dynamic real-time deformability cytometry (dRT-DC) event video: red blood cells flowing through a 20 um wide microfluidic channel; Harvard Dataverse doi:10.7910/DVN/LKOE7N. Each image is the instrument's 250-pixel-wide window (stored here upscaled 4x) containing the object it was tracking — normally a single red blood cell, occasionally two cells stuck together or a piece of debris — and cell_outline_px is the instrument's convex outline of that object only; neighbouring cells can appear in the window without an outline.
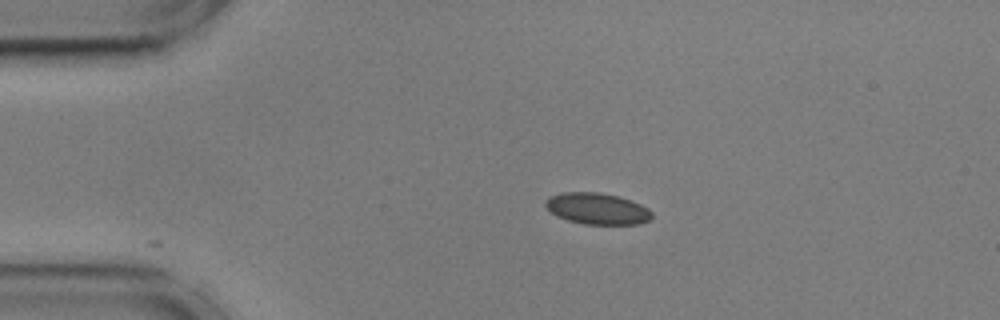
{"species": "common noctule bat (a hibernating species)", "species_latin": "Nyctalus noctula", "temperature_condition": "cold", "stored_images_in_passage": 20, "camera_frame_rate_fps": 3000, "um_per_image_px": 0.085, "animal": {"sex": "male", "body_mass_g": 17.9, "forearm_length_mm": 54.2}, "frame": {"image": 1, "passage_image": 1, "time_ms": 0.0, "image_size_px": [1000, 320], "cell_outline_px": [[652, 216], [648, 220], [640, 224], [584, 224], [568, 220], [556, 216], [544, 204], [544, 200], [548, 196], [564, 192], [600, 192], [632, 200], [648, 208], [652, 212]], "centroid_in_image_um": [50.75, 17.73], "position_along_channel_um": 34.3, "area_um2": 19.48}}
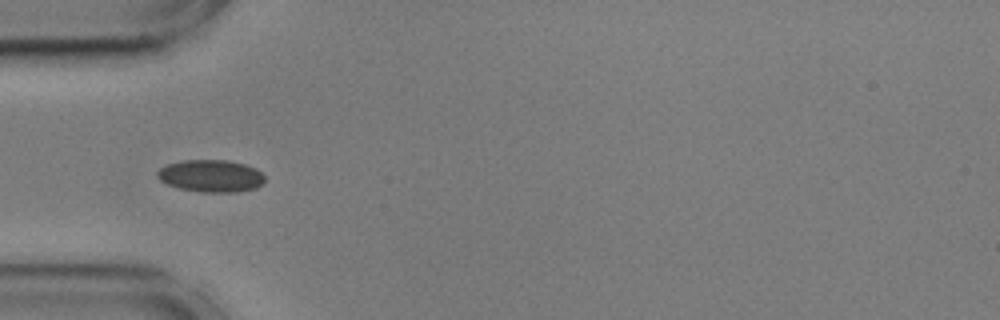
{"frame": {"image": 2, "passage_image": 7, "time_ms": 2.0, "image_size_px": [1000, 320], "cell_outline_px": [[264, 184], [256, 188], [236, 192], [200, 192], [180, 188], [168, 184], [160, 180], [156, 176], [156, 172], [160, 168], [168, 164], [184, 160], [228, 160], [244, 164], [256, 168], [264, 176]], "centroid_in_image_um": [17.94, 14.95], "position_along_channel_um": 67.1, "area_um2": 20.23}}
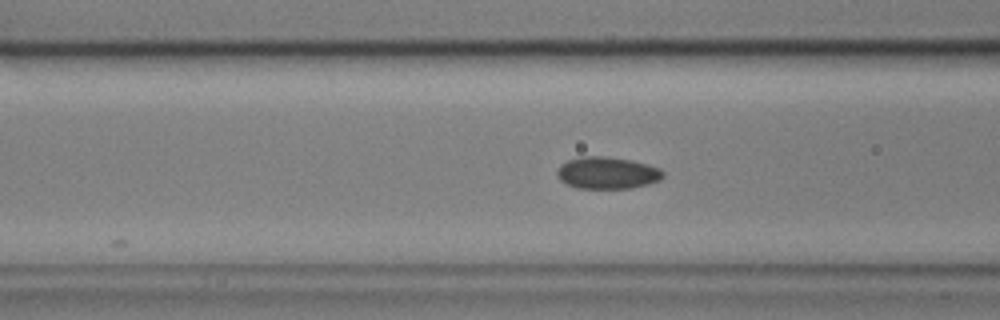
{"frame": {"image": 3, "passage_image": 11, "time_ms": 3.333, "image_size_px": [1000, 320], "cell_outline_px": [[664, 176], [660, 180], [648, 184], [632, 188], [576, 188], [560, 180], [556, 176], [556, 172], [560, 164], [568, 160], [580, 156], [604, 156], [632, 160], [648, 164], [660, 168], [664, 172]], "centroid_in_image_um": [51.61, 14.69], "position_along_channel_um": 115.0, "area_um2": 19.94}}